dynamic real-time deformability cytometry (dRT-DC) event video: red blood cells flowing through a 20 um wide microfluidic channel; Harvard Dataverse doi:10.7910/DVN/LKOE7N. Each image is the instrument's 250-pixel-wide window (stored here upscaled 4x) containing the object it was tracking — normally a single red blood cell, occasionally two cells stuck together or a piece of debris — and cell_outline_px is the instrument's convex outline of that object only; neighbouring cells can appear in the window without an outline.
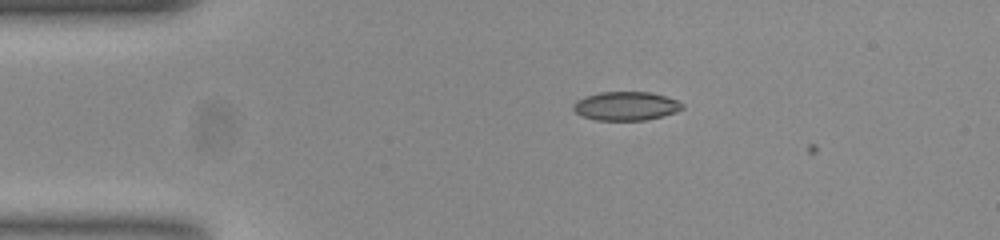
{"species": "common noctule bat (a hibernating species)", "species_latin": "Nyctalus noctula", "temperature_condition": "room temperature", "stored_images_in_passage": 2, "camera_frame_rate_fps": 3000, "um_per_image_px": 0.085, "animal": {"sex": "female", "body_mass_g": 23.0, "forearm_length_mm": 53.4}, "frame": {"image": 1, "passage_image": 1, "time_ms": 0.0, "image_size_px": [1000, 240], "cell_outline_px": [[684, 108], [676, 112], [644, 120], [596, 120], [580, 116], [572, 108], [572, 104], [576, 100], [584, 96], [600, 92], [652, 92], [676, 100], [684, 104]], "centroid_in_image_um": [53.16, 9.01], "position_along_channel_um": 31.8, "area_um2": 18.32}}